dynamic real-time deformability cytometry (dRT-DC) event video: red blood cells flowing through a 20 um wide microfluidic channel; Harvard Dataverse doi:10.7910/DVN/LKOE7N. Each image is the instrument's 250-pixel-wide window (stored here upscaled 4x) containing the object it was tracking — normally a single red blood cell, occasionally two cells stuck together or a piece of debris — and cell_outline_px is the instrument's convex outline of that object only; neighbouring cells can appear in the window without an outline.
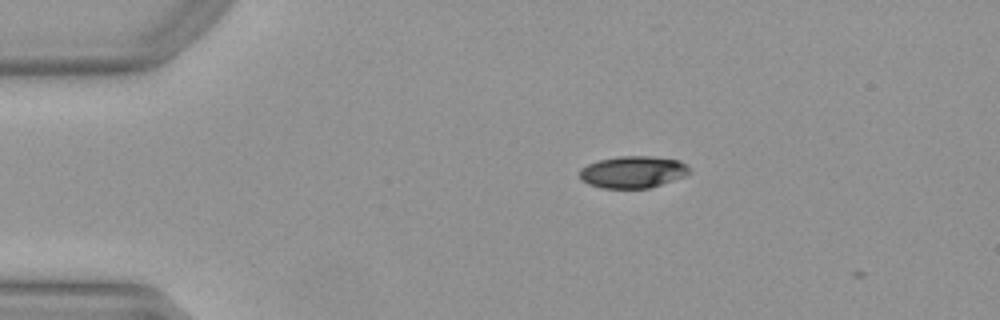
{"species": "Egyptian fruit bat (a non-hibernating species)", "species_latin": "Rousettus aegyptiacus", "temperature_condition": "warm", "stored_images_in_passage": 39, "camera_frame_rate_fps": 3000, "um_per_image_px": 0.085, "animal": {"sex": "female"}, "frame": {"image": 1, "passage_image": 3, "time_ms": 0.667, "image_size_px": [1000, 320], "cell_outline_px": [[692, 172], [684, 176], [648, 188], [600, 188], [588, 184], [580, 180], [580, 168], [588, 164], [600, 160], [620, 156], [648, 156], [680, 160]], "centroid_in_image_um": [53.76, 14.62], "position_along_channel_um": 31.2, "area_um2": 20.29}}
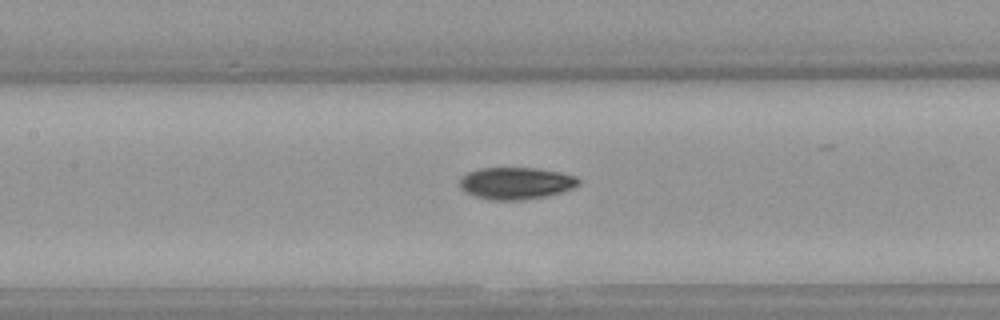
{"frame": {"image": 2, "passage_image": 17, "time_ms": 5.333, "image_size_px": [1000, 320], "cell_outline_px": [[580, 184], [572, 188], [560, 192], [544, 196], [520, 200], [492, 200], [476, 196], [464, 192], [460, 188], [460, 176], [468, 172], [480, 168], [536, 168], [560, 172], [576, 176], [580, 180]], "centroid_in_image_um": [43.83, 15.56], "position_along_channel_um": 163.6, "area_um2": 22.14}}
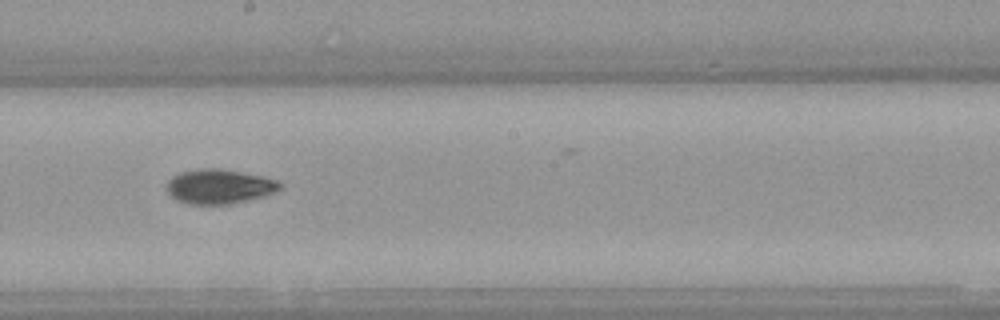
{"frame": {"image": 3, "passage_image": 22, "time_ms": 7.0, "image_size_px": [1000, 320], "cell_outline_px": [[280, 188], [272, 192], [248, 200], [228, 204], [188, 204], [176, 200], [164, 188], [168, 180], [172, 176], [180, 172], [200, 168], [216, 168], [260, 176], [276, 180], [280, 184]], "centroid_in_image_um": [18.53, 15.85], "position_along_channel_um": 229.7, "area_um2": 22.43}}